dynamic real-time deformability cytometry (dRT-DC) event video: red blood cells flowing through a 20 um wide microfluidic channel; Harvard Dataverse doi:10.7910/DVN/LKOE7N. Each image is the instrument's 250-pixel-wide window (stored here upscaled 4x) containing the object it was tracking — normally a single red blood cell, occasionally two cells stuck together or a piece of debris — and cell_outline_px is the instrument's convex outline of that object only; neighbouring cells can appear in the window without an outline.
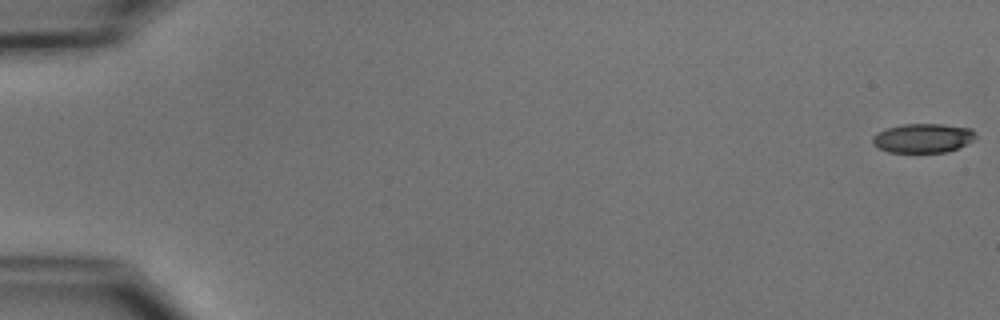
{"species": "common noctule bat (a hibernating species)", "species_latin": "Nyctalus noctula", "temperature_condition": "cold", "stored_images_in_passage": 55, "camera_frame_rate_fps": 3000, "um_per_image_px": 0.085, "animal": {"sex": "male", "body_mass_g": 15.6}, "frame": {"image": 1, "passage_image": 1, "time_ms": 0.0, "image_size_px": [1000, 320], "cell_outline_px": [[976, 136], [972, 140], [948, 152], [888, 152], [880, 148], [872, 140], [872, 136], [876, 132], [888, 128], [904, 124], [940, 124], [972, 128]], "centroid_in_image_um": [78.44, 11.73], "position_along_channel_um": 6.6, "area_um2": 17.28}}
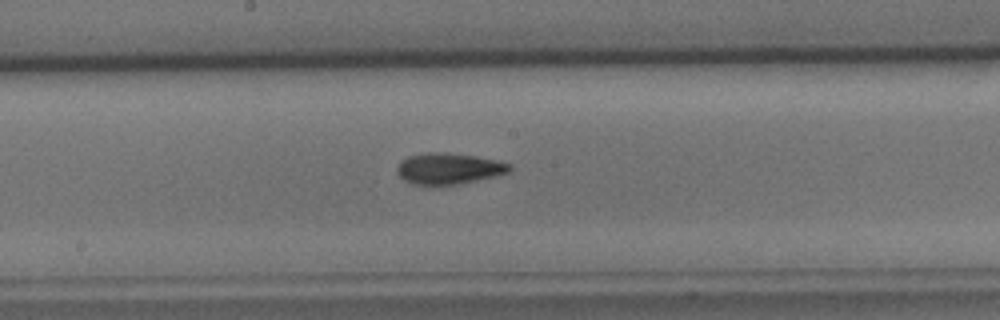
{"frame": {"image": 2, "passage_image": 30, "time_ms": 9.667, "image_size_px": [1000, 320], "cell_outline_px": [[512, 168], [508, 172], [496, 176], [456, 184], [412, 184], [404, 180], [396, 172], [396, 168], [400, 160], [408, 156], [424, 152], [444, 152], [476, 156], [496, 160], [512, 164]], "centroid_in_image_um": [38.12, 14.31], "position_along_channel_um": 210.1, "area_um2": 20.4}}
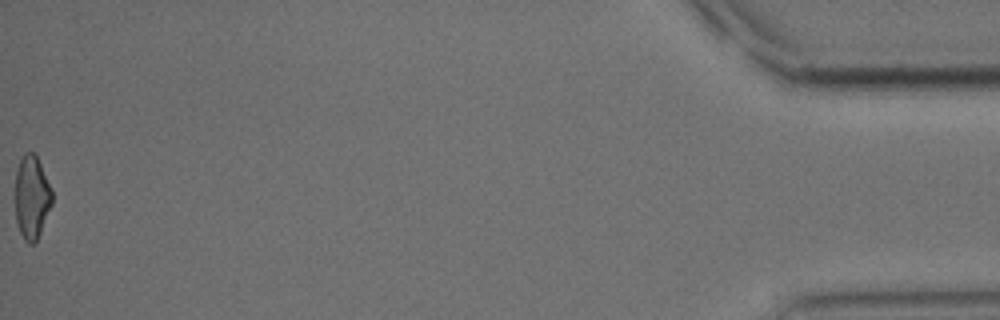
{"frame": {"image": 3, "passage_image": 55, "time_ms": 18.0, "image_size_px": [1000, 320], "cell_outline_px": [[52, 204], [40, 232], [36, 240], [32, 244], [28, 244], [24, 240], [20, 232], [16, 220], [12, 196], [16, 172], [20, 160], [24, 152], [36, 152], [52, 188]], "centroid_in_image_um": [2.66, 16.72], "position_along_channel_um": 432.5, "area_um2": 18.67}, "authors_computed_cell_mechanics": {"area_um2": 19.074, "velocity_mm_per_s": 3.7684, "shape_relaxation_time_tau1_ms": 3.9512, "shape_relaxation_time_tau2_ms": 3.7809, "deformation_change_tau1": 0.1503, "deformation_change_tau2": 0.1259}}